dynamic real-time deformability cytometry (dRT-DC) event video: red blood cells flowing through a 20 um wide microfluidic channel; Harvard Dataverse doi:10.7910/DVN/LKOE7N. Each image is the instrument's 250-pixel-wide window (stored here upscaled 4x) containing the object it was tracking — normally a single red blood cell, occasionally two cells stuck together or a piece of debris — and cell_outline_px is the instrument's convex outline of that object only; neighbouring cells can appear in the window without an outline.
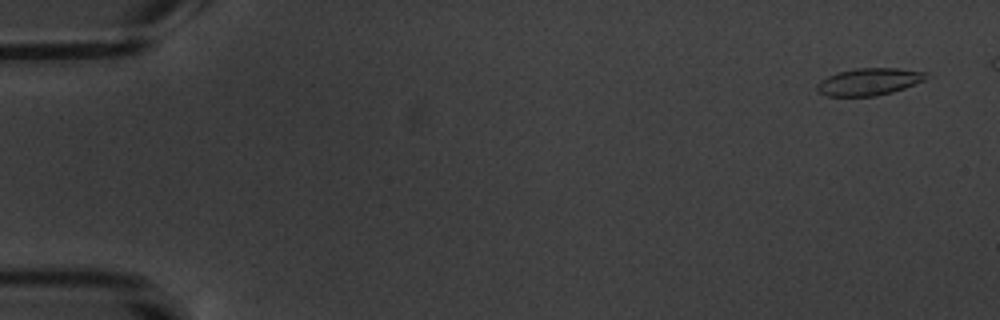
{"species": "common noctule bat (a hibernating species)", "species_latin": "Nyctalus noctula", "temperature_condition": "warm", "stored_images_in_passage": 10, "camera_frame_rate_fps": 3000, "um_per_image_px": 0.085, "animal": {"sex": "male", "body_mass_g": 20.1, "forearm_length_mm": 53.5}, "frame": {"image": 1, "passage_image": 1, "time_ms": 0.0, "image_size_px": [1000, 320], "cell_outline_px": [[932, 76], [924, 80], [904, 88], [892, 92], [876, 96], [828, 96], [816, 92], [816, 84], [820, 80], [828, 76], [840, 72], [856, 68], [896, 68], [928, 72]], "centroid_in_image_um": [73.88, 6.94], "position_along_channel_um": 11.1, "area_um2": 17.4}}
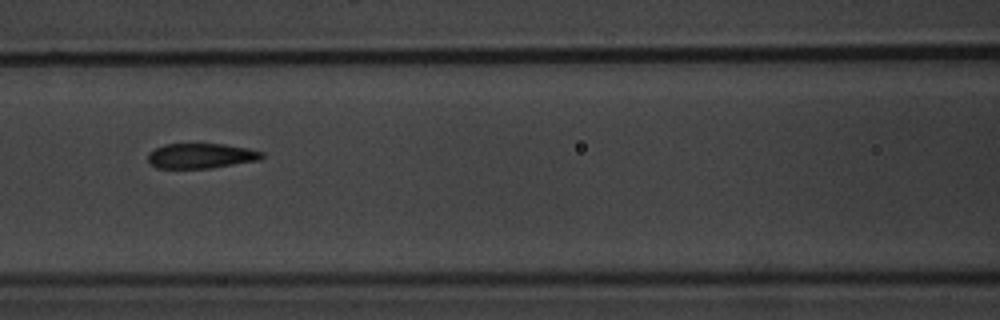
{"frame": {"image": 2, "passage_image": 7, "time_ms": 8.0, "image_size_px": [1000, 320], "cell_outline_px": [[264, 156], [260, 160], [212, 168], [156, 168], [148, 164], [148, 152], [164, 144], [224, 144], [248, 148], [264, 152]], "centroid_in_image_um": [17.08, 13.25], "position_along_channel_um": 149.5, "area_um2": 16.82}}
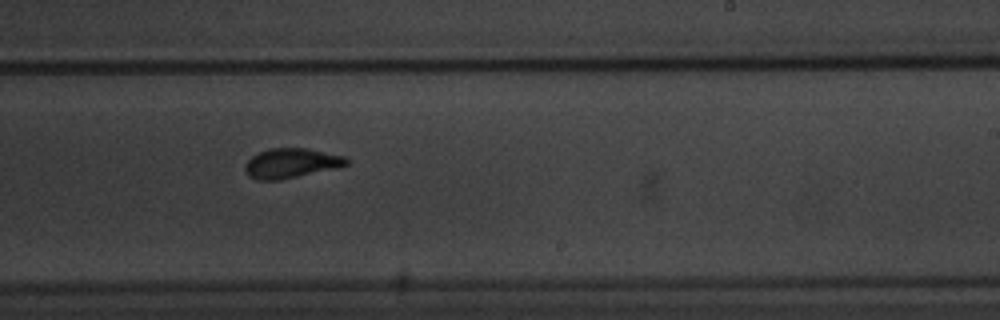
{"frame": {"image": 3, "passage_image": 10, "time_ms": 11.333, "image_size_px": [1000, 320], "cell_outline_px": [[352, 160], [348, 164], [336, 168], [280, 180], [256, 180], [248, 176], [244, 168], [244, 164], [252, 156], [268, 148], [304, 148], [348, 156]], "centroid_in_image_um": [24.77, 13.87], "position_along_channel_um": 264.2, "area_um2": 17.74}}